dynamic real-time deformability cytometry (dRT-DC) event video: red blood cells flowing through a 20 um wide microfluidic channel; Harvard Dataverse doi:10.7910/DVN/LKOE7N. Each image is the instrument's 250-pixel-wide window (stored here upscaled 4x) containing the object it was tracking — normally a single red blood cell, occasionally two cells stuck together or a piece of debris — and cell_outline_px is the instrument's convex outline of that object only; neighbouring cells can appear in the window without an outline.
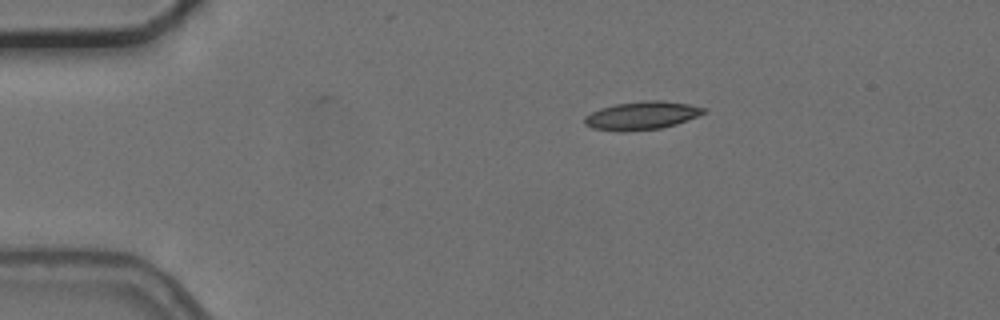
{"species": "common noctule bat (a hibernating species)", "species_latin": "Nyctalus noctula", "temperature_condition": "cold", "stored_images_in_passage": 46, "camera_frame_rate_fps": 3000, "um_per_image_px": 0.085, "animal": {"sex": "female", "body_mass_g": 24.6, "forearm_length_mm": 56.2}, "frame": {"image": 1, "passage_image": 1, "time_ms": 0.0, "image_size_px": [1000, 320], "cell_outline_px": [[708, 112], [676, 124], [660, 128], [620, 132], [592, 128], [584, 124], [584, 116], [600, 108], [616, 104], [644, 100], [660, 100], [688, 104], [704, 108]], "centroid_in_image_um": [54.52, 9.82], "position_along_channel_um": 30.5, "area_um2": 19.54}}
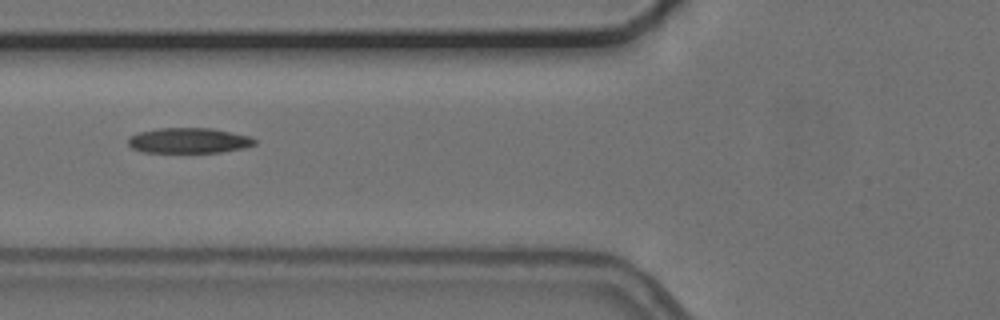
{"frame": {"image": 2, "passage_image": 12, "time_ms": 3.667, "image_size_px": [1000, 320], "cell_outline_px": [[256, 144], [244, 148], [220, 152], [144, 152], [132, 148], [128, 144], [128, 136], [140, 132], [156, 128], [212, 128], [232, 132], [248, 136], [256, 140]], "centroid_in_image_um": [16.04, 11.94], "position_along_channel_um": 109.8, "area_um2": 18.67}}
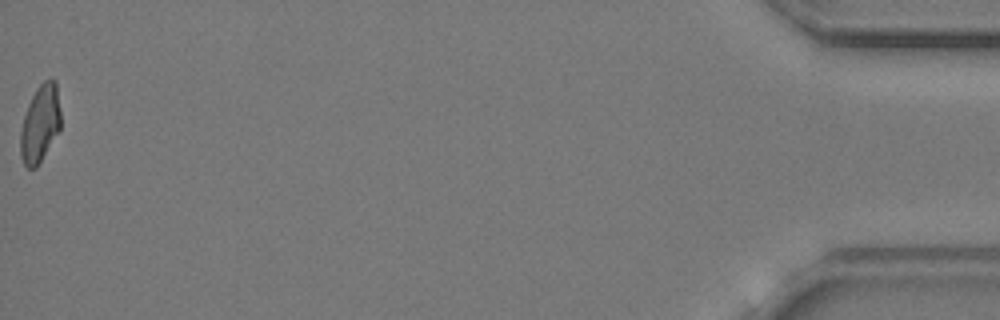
{"frame": {"image": 3, "passage_image": 46, "time_ms": 15.0, "image_size_px": [1000, 320], "cell_outline_px": [[60, 128], [36, 168], [28, 168], [24, 164], [20, 156], [20, 132], [24, 116], [28, 104], [36, 88], [48, 76], [52, 76], [56, 80], [60, 112]], "centroid_in_image_um": [3.4, 10.45], "position_along_channel_um": 431.8, "area_um2": 18.15}, "authors_computed_cell_mechanics": {"area_um2": 18.785, "velocity_mm_per_s": 3.7285, "shape_relaxation_time_tau1_ms": null, "shape_relaxation_time_tau2_ms": 10.672, "deformation_change_tau1": null, "deformation_change_tau2": 0.2031}}